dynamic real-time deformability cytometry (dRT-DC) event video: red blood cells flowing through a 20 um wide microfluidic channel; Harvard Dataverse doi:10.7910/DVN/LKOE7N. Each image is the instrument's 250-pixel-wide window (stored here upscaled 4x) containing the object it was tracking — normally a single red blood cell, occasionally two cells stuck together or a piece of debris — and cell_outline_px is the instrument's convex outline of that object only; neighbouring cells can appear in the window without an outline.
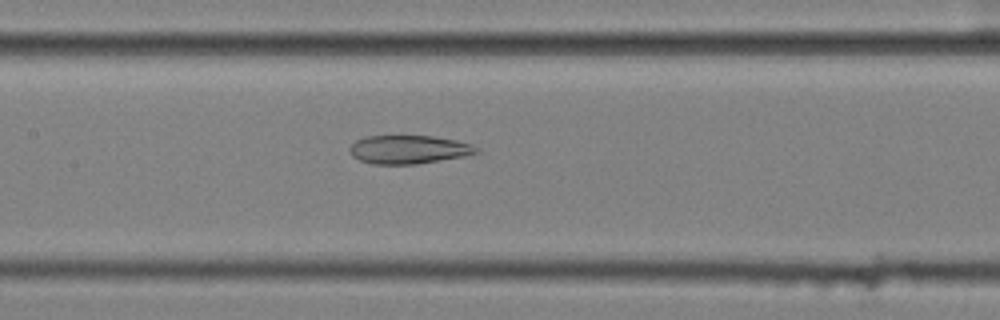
{"species": "common noctule bat (a hibernating species)", "species_latin": "Nyctalus noctula", "temperature_condition": "cold", "stored_images_in_passage": 49, "camera_frame_rate_fps": 3000, "um_per_image_px": 0.085, "animal": {"sex": "female", "body_mass_g": 25.1}, "frame": {"image": 1, "passage_image": 20, "time_ms": 6.333, "image_size_px": [1000, 320], "cell_outline_px": [[480, 152], [464, 156], [416, 164], [372, 164], [360, 160], [352, 156], [348, 148], [356, 140], [364, 136], [432, 136], [456, 140], [472, 144], [480, 148]], "centroid_in_image_um": [34.74, 12.7], "position_along_channel_um": 172.7, "area_um2": 21.1}}
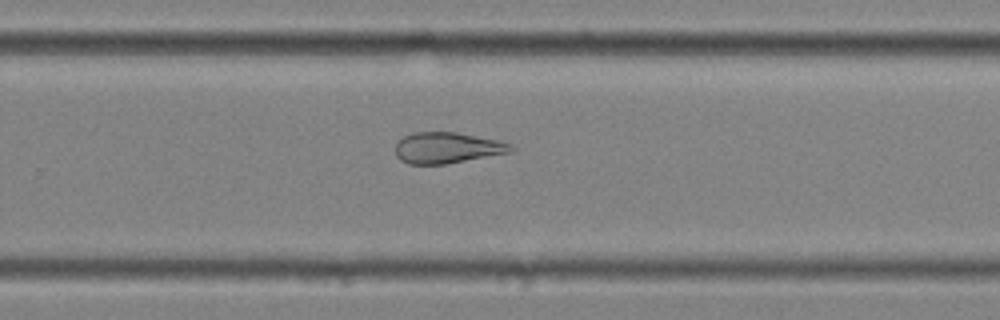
{"frame": {"image": 2, "passage_image": 30, "time_ms": 9.667, "image_size_px": [1000, 320], "cell_outline_px": [[516, 148], [512, 152], [444, 164], [408, 164], [400, 160], [396, 156], [396, 144], [404, 136], [412, 132], [456, 132], [496, 140], [508, 144]], "centroid_in_image_um": [37.98, 12.56], "position_along_channel_um": 291.8, "area_um2": 20.69}}
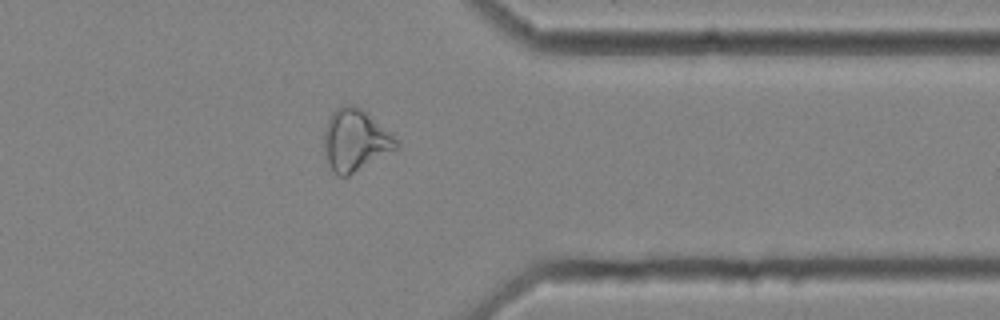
{"frame": {"image": 3, "passage_image": 38, "time_ms": 12.333, "image_size_px": [1000, 320], "cell_outline_px": [[400, 148], [348, 176], [336, 176], [332, 172], [328, 164], [324, 152], [324, 132], [328, 120], [332, 112], [336, 108], [344, 104], [352, 104], [360, 108], [400, 140]], "centroid_in_image_um": [30.21, 11.95], "position_along_channel_um": 381.2, "area_um2": 26.3}, "authors_computed_cell_mechanics": {"area_um2": 26.6458, "velocity_mm_per_s": 3.5861, "shape_relaxation_time_tau1_ms": null, "shape_relaxation_time_tau2_ms": 3.9612, "deformation_change_tau1": null, "deformation_change_tau2": 0.1332}}